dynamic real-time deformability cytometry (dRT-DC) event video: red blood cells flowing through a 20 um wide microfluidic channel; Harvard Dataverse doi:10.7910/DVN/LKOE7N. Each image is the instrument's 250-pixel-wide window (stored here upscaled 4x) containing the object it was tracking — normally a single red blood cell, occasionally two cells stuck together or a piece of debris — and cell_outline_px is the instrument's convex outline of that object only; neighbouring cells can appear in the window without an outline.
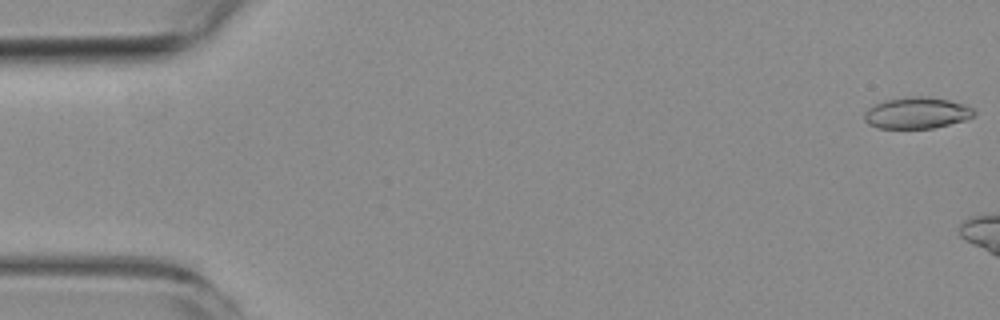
{"species": "common noctule bat (a hibernating species)", "species_latin": "Nyctalus noctula", "temperature_condition": "room temperature", "stored_images_in_passage": 3, "camera_frame_rate_fps": 3000, "um_per_image_px": 0.085, "animal": {"sex": "female", "body_mass_g": 19.3, "forearm_length_mm": 54.1}, "frame": {"image": 1, "passage_image": 1, "time_ms": 0.0, "image_size_px": [1000, 320], "cell_outline_px": [[976, 112], [972, 116], [964, 120], [932, 128], [876, 128], [868, 124], [864, 120], [864, 112], [868, 108], [884, 100], [916, 96], [924, 96], [948, 100], [964, 104], [972, 108]], "centroid_in_image_um": [77.89, 9.6], "position_along_channel_um": 7.1, "area_um2": 19.88}}